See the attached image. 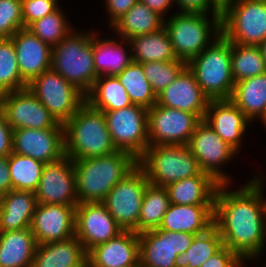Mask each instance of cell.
I'll list each match as a JSON object with an SVG mask.
<instances>
[{"instance_id": "6da1fadb", "label": "cell", "mask_w": 266, "mask_h": 267, "mask_svg": "<svg viewBox=\"0 0 266 267\" xmlns=\"http://www.w3.org/2000/svg\"><path fill=\"white\" fill-rule=\"evenodd\" d=\"M260 178L254 177L239 191H227L229 184H220L215 194L213 225L223 245L242 260L259 257L265 244L266 201Z\"/></svg>"}, {"instance_id": "7a4b0ae2", "label": "cell", "mask_w": 266, "mask_h": 267, "mask_svg": "<svg viewBox=\"0 0 266 267\" xmlns=\"http://www.w3.org/2000/svg\"><path fill=\"white\" fill-rule=\"evenodd\" d=\"M138 165L128 152L73 160L79 203L103 202L109 191Z\"/></svg>"}, {"instance_id": "3957f363", "label": "cell", "mask_w": 266, "mask_h": 267, "mask_svg": "<svg viewBox=\"0 0 266 267\" xmlns=\"http://www.w3.org/2000/svg\"><path fill=\"white\" fill-rule=\"evenodd\" d=\"M63 126L65 156L72 160L101 157L117 151L104 113L87 102Z\"/></svg>"}, {"instance_id": "277c9868", "label": "cell", "mask_w": 266, "mask_h": 267, "mask_svg": "<svg viewBox=\"0 0 266 267\" xmlns=\"http://www.w3.org/2000/svg\"><path fill=\"white\" fill-rule=\"evenodd\" d=\"M187 67L210 100L230 99L235 82L231 68V42L220 33Z\"/></svg>"}, {"instance_id": "5b68a950", "label": "cell", "mask_w": 266, "mask_h": 267, "mask_svg": "<svg viewBox=\"0 0 266 267\" xmlns=\"http://www.w3.org/2000/svg\"><path fill=\"white\" fill-rule=\"evenodd\" d=\"M51 69L86 96L98 78L93 61V34L71 31L52 47Z\"/></svg>"}, {"instance_id": "8992f818", "label": "cell", "mask_w": 266, "mask_h": 267, "mask_svg": "<svg viewBox=\"0 0 266 267\" xmlns=\"http://www.w3.org/2000/svg\"><path fill=\"white\" fill-rule=\"evenodd\" d=\"M138 165L150 184L161 187L203 173L187 145H149Z\"/></svg>"}, {"instance_id": "52a82bcc", "label": "cell", "mask_w": 266, "mask_h": 267, "mask_svg": "<svg viewBox=\"0 0 266 267\" xmlns=\"http://www.w3.org/2000/svg\"><path fill=\"white\" fill-rule=\"evenodd\" d=\"M207 15L176 13L169 21H164L177 59L188 63L211 44L209 39L213 34L221 33V16H212L210 22Z\"/></svg>"}, {"instance_id": "ba28073f", "label": "cell", "mask_w": 266, "mask_h": 267, "mask_svg": "<svg viewBox=\"0 0 266 267\" xmlns=\"http://www.w3.org/2000/svg\"><path fill=\"white\" fill-rule=\"evenodd\" d=\"M221 33L239 45L266 40V0H235L221 12Z\"/></svg>"}, {"instance_id": "9c48e42d", "label": "cell", "mask_w": 266, "mask_h": 267, "mask_svg": "<svg viewBox=\"0 0 266 267\" xmlns=\"http://www.w3.org/2000/svg\"><path fill=\"white\" fill-rule=\"evenodd\" d=\"M27 88L60 124H65L86 102V96L59 73L49 69L34 78Z\"/></svg>"}, {"instance_id": "30bf717a", "label": "cell", "mask_w": 266, "mask_h": 267, "mask_svg": "<svg viewBox=\"0 0 266 267\" xmlns=\"http://www.w3.org/2000/svg\"><path fill=\"white\" fill-rule=\"evenodd\" d=\"M102 112L116 149L128 152L138 160L149 146L147 109L132 104Z\"/></svg>"}, {"instance_id": "8fae6325", "label": "cell", "mask_w": 266, "mask_h": 267, "mask_svg": "<svg viewBox=\"0 0 266 267\" xmlns=\"http://www.w3.org/2000/svg\"><path fill=\"white\" fill-rule=\"evenodd\" d=\"M149 184L146 173L137 165L108 193L103 203L123 230L138 226L144 191Z\"/></svg>"}, {"instance_id": "7c38bea8", "label": "cell", "mask_w": 266, "mask_h": 267, "mask_svg": "<svg viewBox=\"0 0 266 267\" xmlns=\"http://www.w3.org/2000/svg\"><path fill=\"white\" fill-rule=\"evenodd\" d=\"M149 145H188L202 119L195 113L153 105L147 109Z\"/></svg>"}, {"instance_id": "4fadbf2b", "label": "cell", "mask_w": 266, "mask_h": 267, "mask_svg": "<svg viewBox=\"0 0 266 267\" xmlns=\"http://www.w3.org/2000/svg\"><path fill=\"white\" fill-rule=\"evenodd\" d=\"M139 235L140 267H176L178 255L186 252L196 234L154 229Z\"/></svg>"}, {"instance_id": "5bb4252c", "label": "cell", "mask_w": 266, "mask_h": 267, "mask_svg": "<svg viewBox=\"0 0 266 267\" xmlns=\"http://www.w3.org/2000/svg\"><path fill=\"white\" fill-rule=\"evenodd\" d=\"M1 112L13 130L64 128L27 87L4 93Z\"/></svg>"}, {"instance_id": "9a60e30c", "label": "cell", "mask_w": 266, "mask_h": 267, "mask_svg": "<svg viewBox=\"0 0 266 267\" xmlns=\"http://www.w3.org/2000/svg\"><path fill=\"white\" fill-rule=\"evenodd\" d=\"M187 146L203 172L211 175L220 184L230 182L219 167L230 161L236 151L222 140L206 121L202 120L197 125Z\"/></svg>"}, {"instance_id": "2e32d148", "label": "cell", "mask_w": 266, "mask_h": 267, "mask_svg": "<svg viewBox=\"0 0 266 267\" xmlns=\"http://www.w3.org/2000/svg\"><path fill=\"white\" fill-rule=\"evenodd\" d=\"M36 201L41 204H62L77 206L76 176L73 160L62 159L46 163L35 191Z\"/></svg>"}, {"instance_id": "e0dca14e", "label": "cell", "mask_w": 266, "mask_h": 267, "mask_svg": "<svg viewBox=\"0 0 266 267\" xmlns=\"http://www.w3.org/2000/svg\"><path fill=\"white\" fill-rule=\"evenodd\" d=\"M122 231L103 202H85L76 206L75 236L86 252Z\"/></svg>"}, {"instance_id": "ac0fdd59", "label": "cell", "mask_w": 266, "mask_h": 267, "mask_svg": "<svg viewBox=\"0 0 266 267\" xmlns=\"http://www.w3.org/2000/svg\"><path fill=\"white\" fill-rule=\"evenodd\" d=\"M43 163H52L65 156L64 128L13 130V151Z\"/></svg>"}, {"instance_id": "d6986e66", "label": "cell", "mask_w": 266, "mask_h": 267, "mask_svg": "<svg viewBox=\"0 0 266 267\" xmlns=\"http://www.w3.org/2000/svg\"><path fill=\"white\" fill-rule=\"evenodd\" d=\"M76 207L37 203L30 229L37 244L62 241L75 236Z\"/></svg>"}, {"instance_id": "ffe728a7", "label": "cell", "mask_w": 266, "mask_h": 267, "mask_svg": "<svg viewBox=\"0 0 266 267\" xmlns=\"http://www.w3.org/2000/svg\"><path fill=\"white\" fill-rule=\"evenodd\" d=\"M209 98L202 92L195 75L186 66L168 87L157 95V104L205 117Z\"/></svg>"}, {"instance_id": "44dd1931", "label": "cell", "mask_w": 266, "mask_h": 267, "mask_svg": "<svg viewBox=\"0 0 266 267\" xmlns=\"http://www.w3.org/2000/svg\"><path fill=\"white\" fill-rule=\"evenodd\" d=\"M22 80L29 84L42 72L51 69L52 47L28 28L17 30L11 37Z\"/></svg>"}, {"instance_id": "7402d4cb", "label": "cell", "mask_w": 266, "mask_h": 267, "mask_svg": "<svg viewBox=\"0 0 266 267\" xmlns=\"http://www.w3.org/2000/svg\"><path fill=\"white\" fill-rule=\"evenodd\" d=\"M92 267H131L139 265V235L123 230L107 242L94 246L87 252Z\"/></svg>"}, {"instance_id": "603a6c76", "label": "cell", "mask_w": 266, "mask_h": 267, "mask_svg": "<svg viewBox=\"0 0 266 267\" xmlns=\"http://www.w3.org/2000/svg\"><path fill=\"white\" fill-rule=\"evenodd\" d=\"M203 120L236 152L251 122L230 99L209 100Z\"/></svg>"}, {"instance_id": "cb8c5ba5", "label": "cell", "mask_w": 266, "mask_h": 267, "mask_svg": "<svg viewBox=\"0 0 266 267\" xmlns=\"http://www.w3.org/2000/svg\"><path fill=\"white\" fill-rule=\"evenodd\" d=\"M214 205H176L170 203L158 229L201 234L213 226Z\"/></svg>"}, {"instance_id": "d4e9b609", "label": "cell", "mask_w": 266, "mask_h": 267, "mask_svg": "<svg viewBox=\"0 0 266 267\" xmlns=\"http://www.w3.org/2000/svg\"><path fill=\"white\" fill-rule=\"evenodd\" d=\"M36 205L33 191L12 189L1 195L0 232L29 228Z\"/></svg>"}, {"instance_id": "484cf974", "label": "cell", "mask_w": 266, "mask_h": 267, "mask_svg": "<svg viewBox=\"0 0 266 267\" xmlns=\"http://www.w3.org/2000/svg\"><path fill=\"white\" fill-rule=\"evenodd\" d=\"M211 175H200L178 180L166 186L170 203L176 205H214L219 187Z\"/></svg>"}, {"instance_id": "4316f807", "label": "cell", "mask_w": 266, "mask_h": 267, "mask_svg": "<svg viewBox=\"0 0 266 267\" xmlns=\"http://www.w3.org/2000/svg\"><path fill=\"white\" fill-rule=\"evenodd\" d=\"M87 252L76 236L62 241L38 244L32 267H79Z\"/></svg>"}, {"instance_id": "83f0119b", "label": "cell", "mask_w": 266, "mask_h": 267, "mask_svg": "<svg viewBox=\"0 0 266 267\" xmlns=\"http://www.w3.org/2000/svg\"><path fill=\"white\" fill-rule=\"evenodd\" d=\"M37 245L30 227L0 232V267H32Z\"/></svg>"}, {"instance_id": "f1b7e54d", "label": "cell", "mask_w": 266, "mask_h": 267, "mask_svg": "<svg viewBox=\"0 0 266 267\" xmlns=\"http://www.w3.org/2000/svg\"><path fill=\"white\" fill-rule=\"evenodd\" d=\"M230 100L250 121L259 117L266 124V72L236 82Z\"/></svg>"}, {"instance_id": "f546056e", "label": "cell", "mask_w": 266, "mask_h": 267, "mask_svg": "<svg viewBox=\"0 0 266 267\" xmlns=\"http://www.w3.org/2000/svg\"><path fill=\"white\" fill-rule=\"evenodd\" d=\"M164 20L165 18L138 0L112 27L126 42L135 36L162 29Z\"/></svg>"}, {"instance_id": "4dcf8cb0", "label": "cell", "mask_w": 266, "mask_h": 267, "mask_svg": "<svg viewBox=\"0 0 266 267\" xmlns=\"http://www.w3.org/2000/svg\"><path fill=\"white\" fill-rule=\"evenodd\" d=\"M126 43L132 46L133 62L142 64L151 61L177 60L165 27L153 33L135 36Z\"/></svg>"}, {"instance_id": "1f68e13d", "label": "cell", "mask_w": 266, "mask_h": 267, "mask_svg": "<svg viewBox=\"0 0 266 267\" xmlns=\"http://www.w3.org/2000/svg\"><path fill=\"white\" fill-rule=\"evenodd\" d=\"M86 102L99 111L118 110L132 105L117 76H101L86 95Z\"/></svg>"}, {"instance_id": "d6a6232c", "label": "cell", "mask_w": 266, "mask_h": 267, "mask_svg": "<svg viewBox=\"0 0 266 267\" xmlns=\"http://www.w3.org/2000/svg\"><path fill=\"white\" fill-rule=\"evenodd\" d=\"M122 42L114 39L100 40L93 34V61L98 77L117 76L133 61L132 55H128L121 45Z\"/></svg>"}, {"instance_id": "836d02e7", "label": "cell", "mask_w": 266, "mask_h": 267, "mask_svg": "<svg viewBox=\"0 0 266 267\" xmlns=\"http://www.w3.org/2000/svg\"><path fill=\"white\" fill-rule=\"evenodd\" d=\"M169 205L167 188L149 183L143 194L138 226L133 231L140 234L158 229Z\"/></svg>"}, {"instance_id": "e575fe53", "label": "cell", "mask_w": 266, "mask_h": 267, "mask_svg": "<svg viewBox=\"0 0 266 267\" xmlns=\"http://www.w3.org/2000/svg\"><path fill=\"white\" fill-rule=\"evenodd\" d=\"M223 240L213 225L207 231L197 234L186 252L177 256L176 267H200L223 247Z\"/></svg>"}, {"instance_id": "d590c367", "label": "cell", "mask_w": 266, "mask_h": 267, "mask_svg": "<svg viewBox=\"0 0 266 267\" xmlns=\"http://www.w3.org/2000/svg\"><path fill=\"white\" fill-rule=\"evenodd\" d=\"M117 77L126 89L132 104L146 109H150L156 104L157 96L153 92L140 63L132 61Z\"/></svg>"}, {"instance_id": "8d00e7d4", "label": "cell", "mask_w": 266, "mask_h": 267, "mask_svg": "<svg viewBox=\"0 0 266 267\" xmlns=\"http://www.w3.org/2000/svg\"><path fill=\"white\" fill-rule=\"evenodd\" d=\"M231 68L234 82L266 72V62L258 45L231 43Z\"/></svg>"}, {"instance_id": "74e56055", "label": "cell", "mask_w": 266, "mask_h": 267, "mask_svg": "<svg viewBox=\"0 0 266 267\" xmlns=\"http://www.w3.org/2000/svg\"><path fill=\"white\" fill-rule=\"evenodd\" d=\"M45 163L12 152L8 156V167L12 188L35 192L40 182Z\"/></svg>"}, {"instance_id": "f35d334b", "label": "cell", "mask_w": 266, "mask_h": 267, "mask_svg": "<svg viewBox=\"0 0 266 267\" xmlns=\"http://www.w3.org/2000/svg\"><path fill=\"white\" fill-rule=\"evenodd\" d=\"M26 87L19 72L12 38H0V88L7 93Z\"/></svg>"}, {"instance_id": "ab89813d", "label": "cell", "mask_w": 266, "mask_h": 267, "mask_svg": "<svg viewBox=\"0 0 266 267\" xmlns=\"http://www.w3.org/2000/svg\"><path fill=\"white\" fill-rule=\"evenodd\" d=\"M58 8L51 14L33 22L28 29L51 47L56 46L72 30L66 16Z\"/></svg>"}, {"instance_id": "60d3db41", "label": "cell", "mask_w": 266, "mask_h": 267, "mask_svg": "<svg viewBox=\"0 0 266 267\" xmlns=\"http://www.w3.org/2000/svg\"><path fill=\"white\" fill-rule=\"evenodd\" d=\"M144 74L156 96L168 87L187 66L181 59L174 61H151L141 64Z\"/></svg>"}, {"instance_id": "b9f144b4", "label": "cell", "mask_w": 266, "mask_h": 267, "mask_svg": "<svg viewBox=\"0 0 266 267\" xmlns=\"http://www.w3.org/2000/svg\"><path fill=\"white\" fill-rule=\"evenodd\" d=\"M23 28L21 0H0V38H11Z\"/></svg>"}, {"instance_id": "7bdbcfd3", "label": "cell", "mask_w": 266, "mask_h": 267, "mask_svg": "<svg viewBox=\"0 0 266 267\" xmlns=\"http://www.w3.org/2000/svg\"><path fill=\"white\" fill-rule=\"evenodd\" d=\"M21 3L24 28L59 8L57 0H21Z\"/></svg>"}, {"instance_id": "ee69618b", "label": "cell", "mask_w": 266, "mask_h": 267, "mask_svg": "<svg viewBox=\"0 0 266 267\" xmlns=\"http://www.w3.org/2000/svg\"><path fill=\"white\" fill-rule=\"evenodd\" d=\"M181 12L189 14H207L211 9L212 16H221V11L211 2V0H175Z\"/></svg>"}, {"instance_id": "f6af8a7d", "label": "cell", "mask_w": 266, "mask_h": 267, "mask_svg": "<svg viewBox=\"0 0 266 267\" xmlns=\"http://www.w3.org/2000/svg\"><path fill=\"white\" fill-rule=\"evenodd\" d=\"M241 261L242 259L234 251L223 246L200 267H236Z\"/></svg>"}, {"instance_id": "bcb514c9", "label": "cell", "mask_w": 266, "mask_h": 267, "mask_svg": "<svg viewBox=\"0 0 266 267\" xmlns=\"http://www.w3.org/2000/svg\"><path fill=\"white\" fill-rule=\"evenodd\" d=\"M13 151V129L0 112V156L8 157Z\"/></svg>"}, {"instance_id": "7dc6e473", "label": "cell", "mask_w": 266, "mask_h": 267, "mask_svg": "<svg viewBox=\"0 0 266 267\" xmlns=\"http://www.w3.org/2000/svg\"><path fill=\"white\" fill-rule=\"evenodd\" d=\"M138 0H106L107 10L110 16V25L112 26L121 18Z\"/></svg>"}, {"instance_id": "c3c4849f", "label": "cell", "mask_w": 266, "mask_h": 267, "mask_svg": "<svg viewBox=\"0 0 266 267\" xmlns=\"http://www.w3.org/2000/svg\"><path fill=\"white\" fill-rule=\"evenodd\" d=\"M12 189L11 176L8 167V157L0 156V194L4 195Z\"/></svg>"}, {"instance_id": "681fc988", "label": "cell", "mask_w": 266, "mask_h": 267, "mask_svg": "<svg viewBox=\"0 0 266 267\" xmlns=\"http://www.w3.org/2000/svg\"><path fill=\"white\" fill-rule=\"evenodd\" d=\"M145 5H147L150 9L157 12L162 17L167 12L171 3H175V0H141Z\"/></svg>"}, {"instance_id": "f907efd6", "label": "cell", "mask_w": 266, "mask_h": 267, "mask_svg": "<svg viewBox=\"0 0 266 267\" xmlns=\"http://www.w3.org/2000/svg\"><path fill=\"white\" fill-rule=\"evenodd\" d=\"M235 0H211V2L222 12L228 5Z\"/></svg>"}, {"instance_id": "816d5d0a", "label": "cell", "mask_w": 266, "mask_h": 267, "mask_svg": "<svg viewBox=\"0 0 266 267\" xmlns=\"http://www.w3.org/2000/svg\"><path fill=\"white\" fill-rule=\"evenodd\" d=\"M258 47L261 51L262 57L264 58V60L266 62V40H264L262 43H260L258 45Z\"/></svg>"}, {"instance_id": "f5cc1de1", "label": "cell", "mask_w": 266, "mask_h": 267, "mask_svg": "<svg viewBox=\"0 0 266 267\" xmlns=\"http://www.w3.org/2000/svg\"><path fill=\"white\" fill-rule=\"evenodd\" d=\"M4 93L5 92L0 88V112L2 111Z\"/></svg>"}, {"instance_id": "db71d44e", "label": "cell", "mask_w": 266, "mask_h": 267, "mask_svg": "<svg viewBox=\"0 0 266 267\" xmlns=\"http://www.w3.org/2000/svg\"><path fill=\"white\" fill-rule=\"evenodd\" d=\"M79 267H92V265L88 260H86Z\"/></svg>"}, {"instance_id": "11a10c76", "label": "cell", "mask_w": 266, "mask_h": 267, "mask_svg": "<svg viewBox=\"0 0 266 267\" xmlns=\"http://www.w3.org/2000/svg\"><path fill=\"white\" fill-rule=\"evenodd\" d=\"M242 262L244 264V260H242L236 267H241L243 265Z\"/></svg>"}]
</instances>
